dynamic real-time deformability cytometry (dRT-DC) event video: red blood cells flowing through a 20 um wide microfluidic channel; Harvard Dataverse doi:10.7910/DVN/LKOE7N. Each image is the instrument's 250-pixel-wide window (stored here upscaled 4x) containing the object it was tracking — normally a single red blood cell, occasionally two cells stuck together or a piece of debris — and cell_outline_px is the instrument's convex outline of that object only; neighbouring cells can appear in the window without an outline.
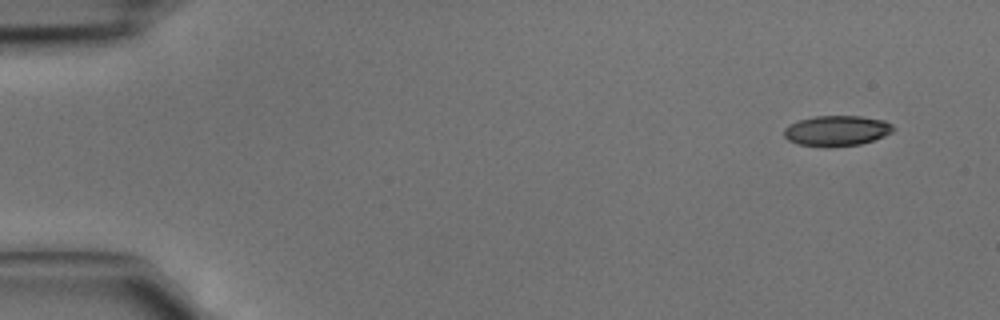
{"species": "common noctule bat (a hibernating species)", "species_latin": "Nyctalus noctula", "temperature_condition": "cold", "stored_images_in_passage": 4, "camera_frame_rate_fps": 3000, "um_per_image_px": 0.085, "animal": {"sex": "male", "body_mass_g": 15.6}, "frame": {"image": 1, "passage_image": 1, "time_ms": 0.0, "image_size_px": [1000, 320], "cell_outline_px": [[896, 128], [892, 132], [884, 136], [860, 144], [828, 148], [796, 144], [788, 140], [784, 136], [784, 128], [788, 124], [800, 120], [816, 116], [860, 116], [884, 120], [892, 124]], "centroid_in_image_um": [71.11, 11.12], "position_along_channel_um": 13.9, "area_um2": 19.59}}
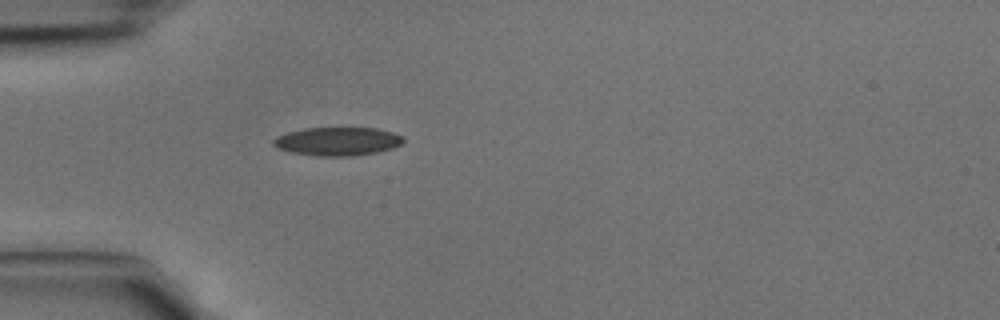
{"frame": {"image": 2, "passage_image": 4, "time_ms": 1.0, "image_size_px": [1000, 320], "cell_outline_px": [[404, 140], [400, 144], [392, 148], [376, 152], [352, 156], [320, 156], [292, 152], [276, 148], [272, 144], [272, 140], [276, 136], [288, 132], [304, 128], [376, 128], [392, 132], [404, 136]], "centroid_in_image_um": [28.67, 12.01], "position_along_channel_um": 56.3, "area_um2": 21.5}}